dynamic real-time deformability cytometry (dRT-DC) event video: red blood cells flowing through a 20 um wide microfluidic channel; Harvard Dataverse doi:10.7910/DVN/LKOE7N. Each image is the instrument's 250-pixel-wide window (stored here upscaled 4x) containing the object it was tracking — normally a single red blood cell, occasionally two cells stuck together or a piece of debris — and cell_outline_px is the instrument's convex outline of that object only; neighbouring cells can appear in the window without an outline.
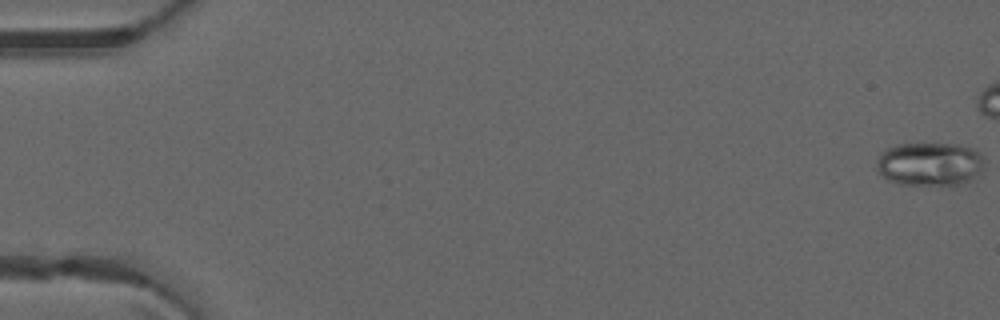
{"species": "common noctule bat (a hibernating species)", "species_latin": "Nyctalus noctula", "temperature_condition": "warm", "stored_images_in_passage": 36, "camera_frame_rate_fps": 3000, "um_per_image_px": 0.085, "animal": {"sex": "male", "forearm_length_mm": 52.5}, "frame": {"image": 1, "passage_image": 1, "time_ms": 0.0, "image_size_px": [1000, 320], "cell_outline_px": [[984, 168], [980, 172], [968, 180], [960, 184], [900, 184], [888, 180], [880, 172], [876, 164], [876, 160], [880, 152], [884, 148], [896, 144], [956, 144], [972, 148], [984, 156]], "centroid_in_image_um": [79.01, 13.91], "position_along_channel_um": 6.0, "area_um2": 27.28}}
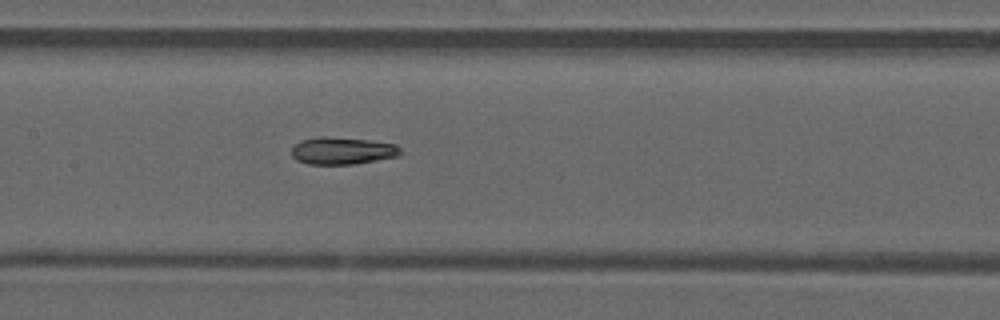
{"frame": {"image": 2, "passage_image": 26, "time_ms": 8.333, "image_size_px": [1000, 320], "cell_outline_px": [[400, 156], [352, 164], [308, 164], [296, 160], [292, 156], [292, 148], [300, 140], [324, 136], [368, 140], [396, 144], [400, 148]], "centroid_in_image_um": [29.09, 12.81], "position_along_channel_um": 178.3, "area_um2": 17.17}}
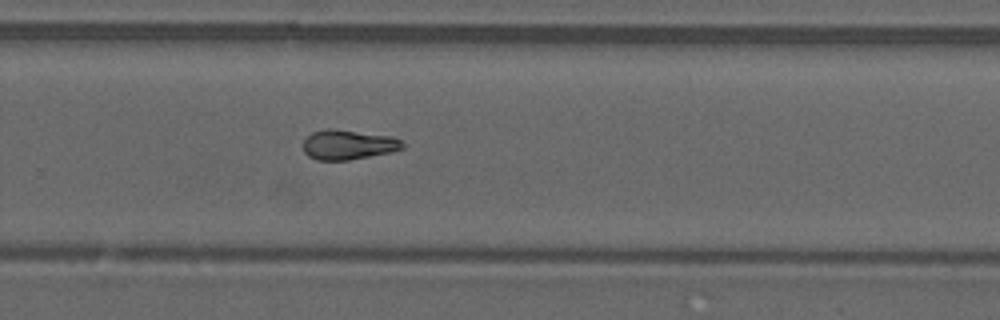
{"frame": {"image": 3, "passage_image": 35, "time_ms": 11.333, "image_size_px": [1000, 320], "cell_outline_px": [[404, 148], [388, 152], [348, 160], [316, 160], [308, 156], [304, 152], [304, 140], [312, 132], [328, 128], [332, 128], [392, 136], [400, 140], [404, 144]], "centroid_in_image_um": [29.57, 12.29], "position_along_channel_um": 300.2, "area_um2": 17.11}}